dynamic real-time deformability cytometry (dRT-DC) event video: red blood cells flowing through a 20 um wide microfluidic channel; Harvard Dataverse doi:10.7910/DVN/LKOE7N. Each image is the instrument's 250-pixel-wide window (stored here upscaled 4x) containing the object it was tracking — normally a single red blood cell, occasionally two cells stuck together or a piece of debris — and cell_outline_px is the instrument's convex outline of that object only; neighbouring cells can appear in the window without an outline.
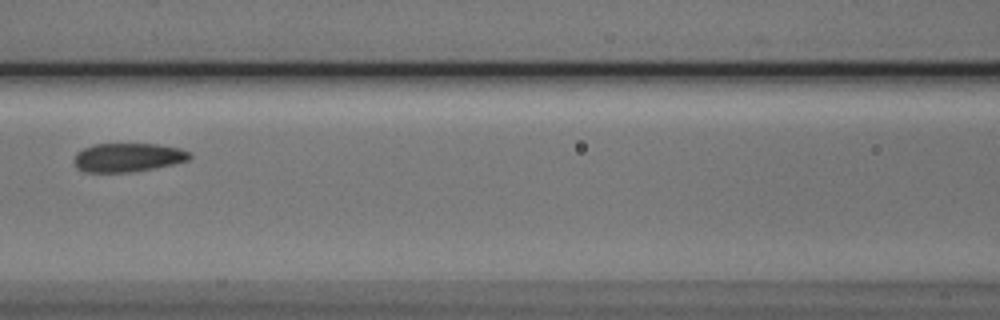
{"species": "Egyptian fruit bat (a non-hibernating species)", "species_latin": "Rousettus aegyptiacus", "temperature_condition": "cold", "stored_images_in_passage": 6, "camera_frame_rate_fps": 3000, "um_per_image_px": 0.085, "animal": {"sex": "male"}, "frame": {"image": 1, "passage_image": 3, "time_ms": 2.333, "image_size_px": [1000, 320], "cell_outline_px": [[192, 156], [188, 160], [172, 164], [132, 172], [84, 172], [76, 168], [72, 160], [76, 152], [84, 148], [96, 144], [156, 144], [180, 148], [188, 152]], "centroid_in_image_um": [10.81, 13.38], "position_along_channel_um": 155.8, "area_um2": 19.36}}
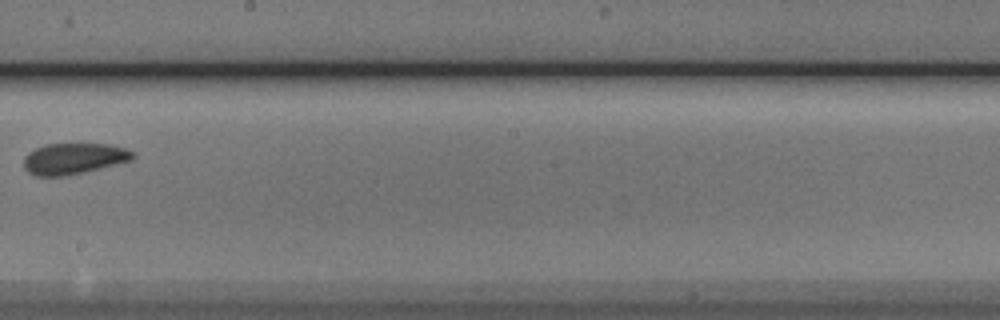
{"frame": {"image": 2, "passage_image": 5, "time_ms": 4.667, "image_size_px": [1000, 320], "cell_outline_px": [[136, 156], [132, 160], [84, 172], [64, 176], [36, 176], [28, 172], [24, 168], [24, 156], [28, 152], [44, 144], [108, 144], [124, 148], [136, 152]], "centroid_in_image_um": [6.27, 13.48], "position_along_channel_um": 241.9, "area_um2": 19.83}}
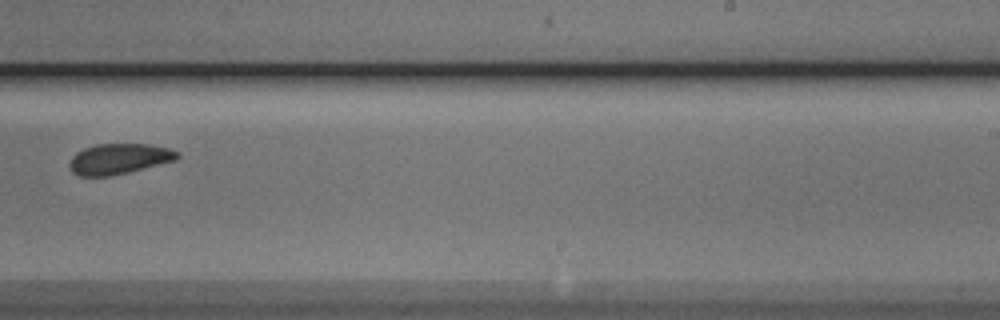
{"frame": {"image": 3, "passage_image": 6, "time_ms": 5.667, "image_size_px": [1000, 320], "cell_outline_px": [[180, 156], [176, 160], [128, 172], [108, 176], [80, 176], [72, 172], [68, 164], [72, 156], [76, 152], [84, 148], [96, 144], [148, 144], [168, 148], [180, 152]], "centroid_in_image_um": [10.1, 13.5], "position_along_channel_um": 278.9, "area_um2": 19.19}}